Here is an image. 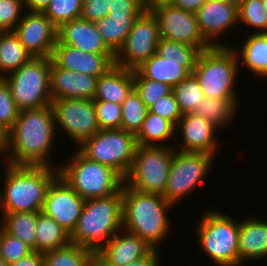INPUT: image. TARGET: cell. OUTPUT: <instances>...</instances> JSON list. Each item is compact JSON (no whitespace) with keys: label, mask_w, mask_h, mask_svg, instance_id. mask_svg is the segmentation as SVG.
<instances>
[{"label":"cell","mask_w":267,"mask_h":266,"mask_svg":"<svg viewBox=\"0 0 267 266\" xmlns=\"http://www.w3.org/2000/svg\"><path fill=\"white\" fill-rule=\"evenodd\" d=\"M133 79L134 89L148 109L159 98L173 91V88L169 84L146 79L136 69L133 70Z\"/></svg>","instance_id":"obj_37"},{"label":"cell","mask_w":267,"mask_h":266,"mask_svg":"<svg viewBox=\"0 0 267 266\" xmlns=\"http://www.w3.org/2000/svg\"><path fill=\"white\" fill-rule=\"evenodd\" d=\"M122 229V189L108 197L86 199L70 242L97 252Z\"/></svg>","instance_id":"obj_4"},{"label":"cell","mask_w":267,"mask_h":266,"mask_svg":"<svg viewBox=\"0 0 267 266\" xmlns=\"http://www.w3.org/2000/svg\"><path fill=\"white\" fill-rule=\"evenodd\" d=\"M160 251L154 249L148 256L126 266H159L161 263Z\"/></svg>","instance_id":"obj_49"},{"label":"cell","mask_w":267,"mask_h":266,"mask_svg":"<svg viewBox=\"0 0 267 266\" xmlns=\"http://www.w3.org/2000/svg\"><path fill=\"white\" fill-rule=\"evenodd\" d=\"M121 129L137 134L146 118L148 108L133 88L122 104Z\"/></svg>","instance_id":"obj_34"},{"label":"cell","mask_w":267,"mask_h":266,"mask_svg":"<svg viewBox=\"0 0 267 266\" xmlns=\"http://www.w3.org/2000/svg\"><path fill=\"white\" fill-rule=\"evenodd\" d=\"M136 148L135 134L122 129L99 130L78 146L85 157L112 167L123 178L131 169Z\"/></svg>","instance_id":"obj_10"},{"label":"cell","mask_w":267,"mask_h":266,"mask_svg":"<svg viewBox=\"0 0 267 266\" xmlns=\"http://www.w3.org/2000/svg\"><path fill=\"white\" fill-rule=\"evenodd\" d=\"M59 163V176L83 199L108 197L118 193L124 178L112 167L85 157L78 149L68 159Z\"/></svg>","instance_id":"obj_5"},{"label":"cell","mask_w":267,"mask_h":266,"mask_svg":"<svg viewBox=\"0 0 267 266\" xmlns=\"http://www.w3.org/2000/svg\"><path fill=\"white\" fill-rule=\"evenodd\" d=\"M176 147L137 145L131 169L124 183L141 192L164 195Z\"/></svg>","instance_id":"obj_9"},{"label":"cell","mask_w":267,"mask_h":266,"mask_svg":"<svg viewBox=\"0 0 267 266\" xmlns=\"http://www.w3.org/2000/svg\"><path fill=\"white\" fill-rule=\"evenodd\" d=\"M252 31L243 41L242 49L233 47V50L239 65H245L246 69L257 75L256 77L267 78V33H252Z\"/></svg>","instance_id":"obj_26"},{"label":"cell","mask_w":267,"mask_h":266,"mask_svg":"<svg viewBox=\"0 0 267 266\" xmlns=\"http://www.w3.org/2000/svg\"><path fill=\"white\" fill-rule=\"evenodd\" d=\"M112 0H83L81 18L96 22L109 16Z\"/></svg>","instance_id":"obj_46"},{"label":"cell","mask_w":267,"mask_h":266,"mask_svg":"<svg viewBox=\"0 0 267 266\" xmlns=\"http://www.w3.org/2000/svg\"><path fill=\"white\" fill-rule=\"evenodd\" d=\"M8 164V165H7ZM1 213L42 212L47 190L59 176L58 167L4 164Z\"/></svg>","instance_id":"obj_3"},{"label":"cell","mask_w":267,"mask_h":266,"mask_svg":"<svg viewBox=\"0 0 267 266\" xmlns=\"http://www.w3.org/2000/svg\"><path fill=\"white\" fill-rule=\"evenodd\" d=\"M133 88V70L114 65L98 77L93 100L122 104Z\"/></svg>","instance_id":"obj_25"},{"label":"cell","mask_w":267,"mask_h":266,"mask_svg":"<svg viewBox=\"0 0 267 266\" xmlns=\"http://www.w3.org/2000/svg\"><path fill=\"white\" fill-rule=\"evenodd\" d=\"M50 70L51 57H33L3 77L20 111L52 104Z\"/></svg>","instance_id":"obj_8"},{"label":"cell","mask_w":267,"mask_h":266,"mask_svg":"<svg viewBox=\"0 0 267 266\" xmlns=\"http://www.w3.org/2000/svg\"><path fill=\"white\" fill-rule=\"evenodd\" d=\"M240 22L253 29V33H267V12L262 1L241 0L238 6V23Z\"/></svg>","instance_id":"obj_36"},{"label":"cell","mask_w":267,"mask_h":266,"mask_svg":"<svg viewBox=\"0 0 267 266\" xmlns=\"http://www.w3.org/2000/svg\"><path fill=\"white\" fill-rule=\"evenodd\" d=\"M175 130L176 126L171 121L148 110L141 129L135 135L137 145L165 146L163 141L170 138L177 141L178 130Z\"/></svg>","instance_id":"obj_28"},{"label":"cell","mask_w":267,"mask_h":266,"mask_svg":"<svg viewBox=\"0 0 267 266\" xmlns=\"http://www.w3.org/2000/svg\"><path fill=\"white\" fill-rule=\"evenodd\" d=\"M177 129H181L182 138L177 150L208 153L214 156L219 150L217 145L219 141L215 134L218 128L202 116L194 113L183 114L176 126V131Z\"/></svg>","instance_id":"obj_19"},{"label":"cell","mask_w":267,"mask_h":266,"mask_svg":"<svg viewBox=\"0 0 267 266\" xmlns=\"http://www.w3.org/2000/svg\"><path fill=\"white\" fill-rule=\"evenodd\" d=\"M172 2L173 0H143L144 7L146 10H150L160 4H170Z\"/></svg>","instance_id":"obj_52"},{"label":"cell","mask_w":267,"mask_h":266,"mask_svg":"<svg viewBox=\"0 0 267 266\" xmlns=\"http://www.w3.org/2000/svg\"><path fill=\"white\" fill-rule=\"evenodd\" d=\"M239 266L246 260H262L267 257V220L247 217L239 221Z\"/></svg>","instance_id":"obj_23"},{"label":"cell","mask_w":267,"mask_h":266,"mask_svg":"<svg viewBox=\"0 0 267 266\" xmlns=\"http://www.w3.org/2000/svg\"><path fill=\"white\" fill-rule=\"evenodd\" d=\"M98 77L57 67L51 60V99H93Z\"/></svg>","instance_id":"obj_21"},{"label":"cell","mask_w":267,"mask_h":266,"mask_svg":"<svg viewBox=\"0 0 267 266\" xmlns=\"http://www.w3.org/2000/svg\"><path fill=\"white\" fill-rule=\"evenodd\" d=\"M153 250L145 240L122 228L95 253V264L126 266L145 258Z\"/></svg>","instance_id":"obj_17"},{"label":"cell","mask_w":267,"mask_h":266,"mask_svg":"<svg viewBox=\"0 0 267 266\" xmlns=\"http://www.w3.org/2000/svg\"><path fill=\"white\" fill-rule=\"evenodd\" d=\"M51 60L57 67L96 77L105 74L115 65L106 54L83 52L62 43L54 46Z\"/></svg>","instance_id":"obj_22"},{"label":"cell","mask_w":267,"mask_h":266,"mask_svg":"<svg viewBox=\"0 0 267 266\" xmlns=\"http://www.w3.org/2000/svg\"><path fill=\"white\" fill-rule=\"evenodd\" d=\"M173 93L182 114L193 113L204 97V92L194 74L188 75L174 86Z\"/></svg>","instance_id":"obj_35"},{"label":"cell","mask_w":267,"mask_h":266,"mask_svg":"<svg viewBox=\"0 0 267 266\" xmlns=\"http://www.w3.org/2000/svg\"><path fill=\"white\" fill-rule=\"evenodd\" d=\"M23 0H0V31H13L21 20Z\"/></svg>","instance_id":"obj_43"},{"label":"cell","mask_w":267,"mask_h":266,"mask_svg":"<svg viewBox=\"0 0 267 266\" xmlns=\"http://www.w3.org/2000/svg\"><path fill=\"white\" fill-rule=\"evenodd\" d=\"M211 209H205L196 225L201 251L217 266H239V220Z\"/></svg>","instance_id":"obj_7"},{"label":"cell","mask_w":267,"mask_h":266,"mask_svg":"<svg viewBox=\"0 0 267 266\" xmlns=\"http://www.w3.org/2000/svg\"><path fill=\"white\" fill-rule=\"evenodd\" d=\"M8 149V130L0 124V157L6 159Z\"/></svg>","instance_id":"obj_51"},{"label":"cell","mask_w":267,"mask_h":266,"mask_svg":"<svg viewBox=\"0 0 267 266\" xmlns=\"http://www.w3.org/2000/svg\"><path fill=\"white\" fill-rule=\"evenodd\" d=\"M83 0H50L43 13L58 28L61 24L81 17Z\"/></svg>","instance_id":"obj_38"},{"label":"cell","mask_w":267,"mask_h":266,"mask_svg":"<svg viewBox=\"0 0 267 266\" xmlns=\"http://www.w3.org/2000/svg\"><path fill=\"white\" fill-rule=\"evenodd\" d=\"M58 127L79 146L100 129L96 119L93 99H61L51 104Z\"/></svg>","instance_id":"obj_13"},{"label":"cell","mask_w":267,"mask_h":266,"mask_svg":"<svg viewBox=\"0 0 267 266\" xmlns=\"http://www.w3.org/2000/svg\"><path fill=\"white\" fill-rule=\"evenodd\" d=\"M214 155L175 149L163 197L174 206L203 182Z\"/></svg>","instance_id":"obj_11"},{"label":"cell","mask_w":267,"mask_h":266,"mask_svg":"<svg viewBox=\"0 0 267 266\" xmlns=\"http://www.w3.org/2000/svg\"><path fill=\"white\" fill-rule=\"evenodd\" d=\"M0 266H9L1 256H0Z\"/></svg>","instance_id":"obj_54"},{"label":"cell","mask_w":267,"mask_h":266,"mask_svg":"<svg viewBox=\"0 0 267 266\" xmlns=\"http://www.w3.org/2000/svg\"><path fill=\"white\" fill-rule=\"evenodd\" d=\"M56 132L51 105L20 111L13 127L8 131L5 163L58 167L50 161Z\"/></svg>","instance_id":"obj_1"},{"label":"cell","mask_w":267,"mask_h":266,"mask_svg":"<svg viewBox=\"0 0 267 266\" xmlns=\"http://www.w3.org/2000/svg\"><path fill=\"white\" fill-rule=\"evenodd\" d=\"M50 0H23L24 9L29 12H43Z\"/></svg>","instance_id":"obj_50"},{"label":"cell","mask_w":267,"mask_h":266,"mask_svg":"<svg viewBox=\"0 0 267 266\" xmlns=\"http://www.w3.org/2000/svg\"><path fill=\"white\" fill-rule=\"evenodd\" d=\"M148 110L171 121L175 126H177L183 115L179 109L173 91L170 94L159 98Z\"/></svg>","instance_id":"obj_44"},{"label":"cell","mask_w":267,"mask_h":266,"mask_svg":"<svg viewBox=\"0 0 267 266\" xmlns=\"http://www.w3.org/2000/svg\"><path fill=\"white\" fill-rule=\"evenodd\" d=\"M155 15L160 38L178 41L194 47L200 51L212 46L202 36L196 14L170 4H160L150 9Z\"/></svg>","instance_id":"obj_14"},{"label":"cell","mask_w":267,"mask_h":266,"mask_svg":"<svg viewBox=\"0 0 267 266\" xmlns=\"http://www.w3.org/2000/svg\"><path fill=\"white\" fill-rule=\"evenodd\" d=\"M219 1L228 2L236 6H239V4L241 3V0H219Z\"/></svg>","instance_id":"obj_53"},{"label":"cell","mask_w":267,"mask_h":266,"mask_svg":"<svg viewBox=\"0 0 267 266\" xmlns=\"http://www.w3.org/2000/svg\"><path fill=\"white\" fill-rule=\"evenodd\" d=\"M238 102V99H214L204 96L193 113L202 116L221 130L225 125L229 126L236 115Z\"/></svg>","instance_id":"obj_30"},{"label":"cell","mask_w":267,"mask_h":266,"mask_svg":"<svg viewBox=\"0 0 267 266\" xmlns=\"http://www.w3.org/2000/svg\"><path fill=\"white\" fill-rule=\"evenodd\" d=\"M17 107L11 91L4 78H0V124L8 131L13 127L18 115Z\"/></svg>","instance_id":"obj_42"},{"label":"cell","mask_w":267,"mask_h":266,"mask_svg":"<svg viewBox=\"0 0 267 266\" xmlns=\"http://www.w3.org/2000/svg\"><path fill=\"white\" fill-rule=\"evenodd\" d=\"M206 1L207 0H173L171 4L195 14Z\"/></svg>","instance_id":"obj_48"},{"label":"cell","mask_w":267,"mask_h":266,"mask_svg":"<svg viewBox=\"0 0 267 266\" xmlns=\"http://www.w3.org/2000/svg\"><path fill=\"white\" fill-rule=\"evenodd\" d=\"M110 17H138L145 11L143 0H112Z\"/></svg>","instance_id":"obj_45"},{"label":"cell","mask_w":267,"mask_h":266,"mask_svg":"<svg viewBox=\"0 0 267 266\" xmlns=\"http://www.w3.org/2000/svg\"><path fill=\"white\" fill-rule=\"evenodd\" d=\"M159 39V25L155 15L151 10L143 11L115 54V65L135 70L156 53Z\"/></svg>","instance_id":"obj_12"},{"label":"cell","mask_w":267,"mask_h":266,"mask_svg":"<svg viewBox=\"0 0 267 266\" xmlns=\"http://www.w3.org/2000/svg\"><path fill=\"white\" fill-rule=\"evenodd\" d=\"M197 61H168V59L153 54L136 70L146 79L169 84L172 88L193 74Z\"/></svg>","instance_id":"obj_24"},{"label":"cell","mask_w":267,"mask_h":266,"mask_svg":"<svg viewBox=\"0 0 267 266\" xmlns=\"http://www.w3.org/2000/svg\"><path fill=\"white\" fill-rule=\"evenodd\" d=\"M84 203L85 199L58 176L47 190L42 212L57 221L71 235Z\"/></svg>","instance_id":"obj_15"},{"label":"cell","mask_w":267,"mask_h":266,"mask_svg":"<svg viewBox=\"0 0 267 266\" xmlns=\"http://www.w3.org/2000/svg\"><path fill=\"white\" fill-rule=\"evenodd\" d=\"M239 66L232 46H214L201 51L193 74L205 97L238 99L234 84L240 73Z\"/></svg>","instance_id":"obj_6"},{"label":"cell","mask_w":267,"mask_h":266,"mask_svg":"<svg viewBox=\"0 0 267 266\" xmlns=\"http://www.w3.org/2000/svg\"><path fill=\"white\" fill-rule=\"evenodd\" d=\"M195 14L202 36L212 47L228 46L217 38L234 28V25L237 26L238 6L219 0H207Z\"/></svg>","instance_id":"obj_18"},{"label":"cell","mask_w":267,"mask_h":266,"mask_svg":"<svg viewBox=\"0 0 267 266\" xmlns=\"http://www.w3.org/2000/svg\"><path fill=\"white\" fill-rule=\"evenodd\" d=\"M9 266H44V253L32 251L24 258L10 264Z\"/></svg>","instance_id":"obj_47"},{"label":"cell","mask_w":267,"mask_h":266,"mask_svg":"<svg viewBox=\"0 0 267 266\" xmlns=\"http://www.w3.org/2000/svg\"><path fill=\"white\" fill-rule=\"evenodd\" d=\"M0 226L35 251V228L38 212L1 213Z\"/></svg>","instance_id":"obj_31"},{"label":"cell","mask_w":267,"mask_h":266,"mask_svg":"<svg viewBox=\"0 0 267 266\" xmlns=\"http://www.w3.org/2000/svg\"><path fill=\"white\" fill-rule=\"evenodd\" d=\"M13 32L32 57H51L57 27L43 12H24Z\"/></svg>","instance_id":"obj_16"},{"label":"cell","mask_w":267,"mask_h":266,"mask_svg":"<svg viewBox=\"0 0 267 266\" xmlns=\"http://www.w3.org/2000/svg\"><path fill=\"white\" fill-rule=\"evenodd\" d=\"M262 1V5L264 6L266 12H267V0H261Z\"/></svg>","instance_id":"obj_55"},{"label":"cell","mask_w":267,"mask_h":266,"mask_svg":"<svg viewBox=\"0 0 267 266\" xmlns=\"http://www.w3.org/2000/svg\"><path fill=\"white\" fill-rule=\"evenodd\" d=\"M83 52L106 54L115 63V53L106 45L94 22L76 18L57 28V42Z\"/></svg>","instance_id":"obj_20"},{"label":"cell","mask_w":267,"mask_h":266,"mask_svg":"<svg viewBox=\"0 0 267 266\" xmlns=\"http://www.w3.org/2000/svg\"><path fill=\"white\" fill-rule=\"evenodd\" d=\"M122 228L145 240L153 249L168 237L169 210L174 205L162 195L141 192L122 185Z\"/></svg>","instance_id":"obj_2"},{"label":"cell","mask_w":267,"mask_h":266,"mask_svg":"<svg viewBox=\"0 0 267 266\" xmlns=\"http://www.w3.org/2000/svg\"><path fill=\"white\" fill-rule=\"evenodd\" d=\"M156 53L168 61H197L201 51L185 43L160 38Z\"/></svg>","instance_id":"obj_39"},{"label":"cell","mask_w":267,"mask_h":266,"mask_svg":"<svg viewBox=\"0 0 267 266\" xmlns=\"http://www.w3.org/2000/svg\"><path fill=\"white\" fill-rule=\"evenodd\" d=\"M32 58L13 31H0V78L18 70Z\"/></svg>","instance_id":"obj_27"},{"label":"cell","mask_w":267,"mask_h":266,"mask_svg":"<svg viewBox=\"0 0 267 266\" xmlns=\"http://www.w3.org/2000/svg\"><path fill=\"white\" fill-rule=\"evenodd\" d=\"M44 266H96L95 252L69 242L63 247L44 253Z\"/></svg>","instance_id":"obj_32"},{"label":"cell","mask_w":267,"mask_h":266,"mask_svg":"<svg viewBox=\"0 0 267 266\" xmlns=\"http://www.w3.org/2000/svg\"><path fill=\"white\" fill-rule=\"evenodd\" d=\"M137 17H110L95 22L106 45L116 54L127 38Z\"/></svg>","instance_id":"obj_33"},{"label":"cell","mask_w":267,"mask_h":266,"mask_svg":"<svg viewBox=\"0 0 267 266\" xmlns=\"http://www.w3.org/2000/svg\"><path fill=\"white\" fill-rule=\"evenodd\" d=\"M94 106L100 130L121 129V104L109 101H94Z\"/></svg>","instance_id":"obj_41"},{"label":"cell","mask_w":267,"mask_h":266,"mask_svg":"<svg viewBox=\"0 0 267 266\" xmlns=\"http://www.w3.org/2000/svg\"><path fill=\"white\" fill-rule=\"evenodd\" d=\"M32 251L22 240L10 235L0 226V256L8 265L24 258Z\"/></svg>","instance_id":"obj_40"},{"label":"cell","mask_w":267,"mask_h":266,"mask_svg":"<svg viewBox=\"0 0 267 266\" xmlns=\"http://www.w3.org/2000/svg\"><path fill=\"white\" fill-rule=\"evenodd\" d=\"M35 234V251L39 253L63 247L70 242V235L57 221L43 212H38Z\"/></svg>","instance_id":"obj_29"}]
</instances>
